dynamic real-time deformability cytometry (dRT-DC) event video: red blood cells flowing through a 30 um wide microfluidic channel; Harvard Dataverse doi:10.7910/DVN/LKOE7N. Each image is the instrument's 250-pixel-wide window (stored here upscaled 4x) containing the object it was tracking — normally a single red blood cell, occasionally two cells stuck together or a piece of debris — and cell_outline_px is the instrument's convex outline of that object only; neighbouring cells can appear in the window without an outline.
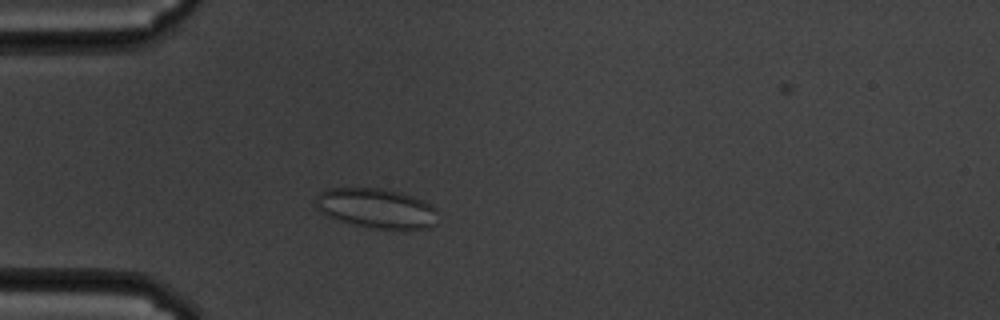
{"species": "common noctule bat (a hibernating species)", "species_latin": "Nyctalus noctula", "temperature_condition": "cold", "stored_images_in_passage": 54, "camera_frame_rate_fps": 3000, "um_per_image_px": 0.085, "animal": {"sex": "male", "body_mass_g": 19.5, "forearm_length_mm": 54.6}, "frame": {"image": 1, "passage_image": 11, "time_ms": 3.333, "image_size_px": [1000, 320], "cell_outline_px": [[436, 224], [432, 228], [412, 232], [376, 228], [356, 224], [340, 220], [320, 212], [312, 204], [316, 196], [320, 192], [328, 188], [380, 188], [400, 192], [424, 200], [436, 208]], "centroid_in_image_um": [32.05, 17.73], "position_along_channel_um": 53.0, "area_um2": 29.02}}
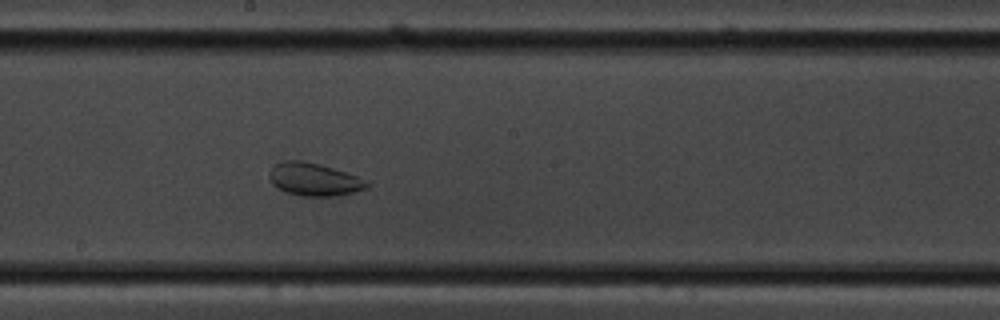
{"frame": {"image": 2, "passage_image": 27, "time_ms": 8.667, "image_size_px": [1000, 320], "cell_outline_px": [[372, 184], [368, 188], [340, 196], [304, 196], [284, 192], [276, 188], [272, 184], [268, 176], [272, 168], [276, 164], [284, 160], [304, 160], [320, 164], [368, 180]], "centroid_in_image_um": [26.71, 15.26], "position_along_channel_um": 221.5, "area_um2": 18.9}}
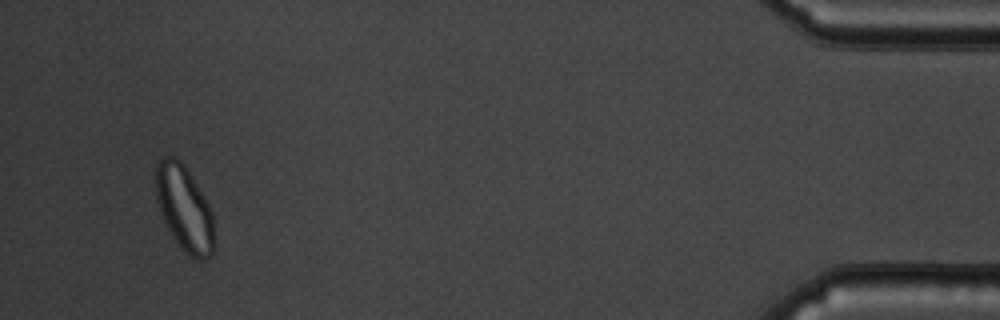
{"frame": {"image": 3, "passage_image": 51, "time_ms": 16.667, "image_size_px": [1000, 320], "cell_outline_px": [[216, 248], [212, 256], [204, 260], [196, 260], [176, 240], [168, 228], [160, 212], [156, 200], [156, 164], [164, 156], [176, 156], [184, 164], [208, 204], [212, 212], [216, 244]], "centroid_in_image_um": [15.7, 17.72], "position_along_channel_um": 419.5, "area_um2": 29.02}, "authors_computed_cell_mechanics": {"area_um2": 26.8192, "velocity_mm_per_s": 3.3437, "shape_relaxation_time_tau1_ms": null, "shape_relaxation_time_tau2_ms": 1.0855, "deformation_change_tau1": null, "deformation_change_tau2": 0.0591}}